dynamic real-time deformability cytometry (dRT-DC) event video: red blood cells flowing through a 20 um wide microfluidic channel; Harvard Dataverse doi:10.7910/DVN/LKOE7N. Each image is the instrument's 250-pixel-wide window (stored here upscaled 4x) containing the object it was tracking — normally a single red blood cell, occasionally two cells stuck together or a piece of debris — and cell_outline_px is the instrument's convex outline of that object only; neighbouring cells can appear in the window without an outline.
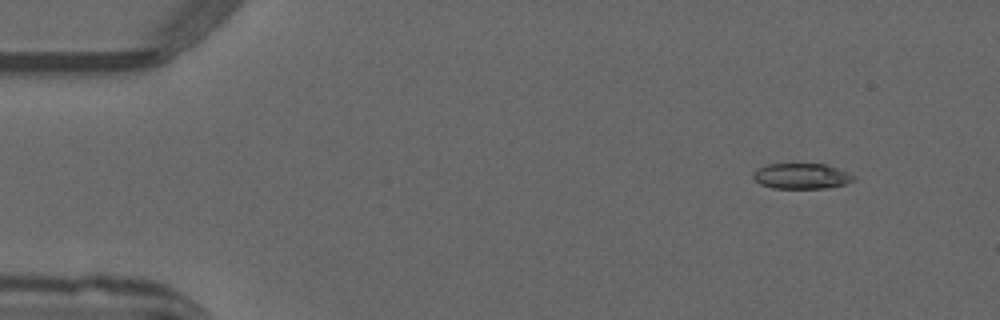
{"species": "common noctule bat (a hibernating species)", "species_latin": "Nyctalus noctula", "temperature_condition": "warm", "stored_images_in_passage": 47, "camera_frame_rate_fps": 3000, "um_per_image_px": 0.085, "animal": {"sex": "male", "forearm_length_mm": 52.5}, "frame": {"image": 1, "passage_image": 1, "time_ms": 0.0, "image_size_px": [1000, 320], "cell_outline_px": [[856, 180], [844, 184], [824, 188], [772, 188], [760, 184], [752, 176], [752, 172], [768, 164], [824, 164], [848, 172], [856, 176]], "centroid_in_image_um": [68.14, 14.97], "position_along_channel_um": 16.9, "area_um2": 14.85}}
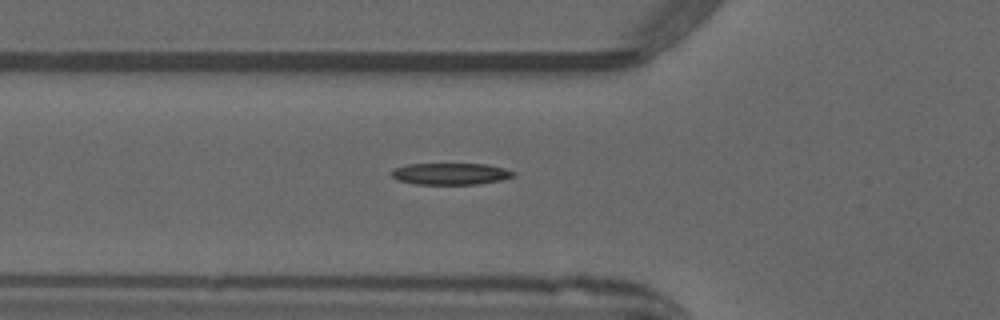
{"frame": {"image": 2, "passage_image": 14, "time_ms": 4.333, "image_size_px": [1000, 320], "cell_outline_px": [[516, 176], [500, 180], [480, 184], [416, 184], [396, 180], [392, 176], [392, 168], [408, 164], [484, 164], [504, 168], [516, 172]], "centroid_in_image_um": [38.3, 14.77], "position_along_channel_um": 87.5, "area_um2": 15.43}}
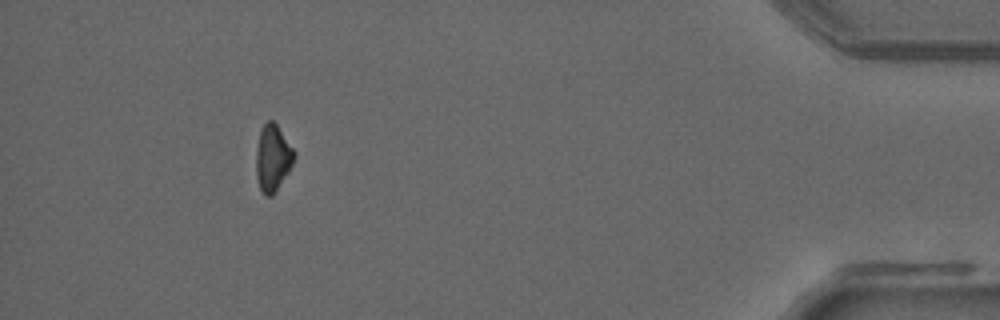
{"frame": {"image": 3, "passage_image": 43, "time_ms": 14.0, "image_size_px": [1000, 320], "cell_outline_px": [[296, 156], [288, 172], [272, 196], [264, 196], [260, 188], [256, 176], [256, 152], [260, 128], [268, 120], [272, 120], [276, 124], [296, 152]], "centroid_in_image_um": [23.18, 13.42], "position_along_channel_um": 412.0, "area_um2": 14.74}, "authors_computed_cell_mechanics": {"area_um2": 15.3748, "velocity_mm_per_s": 4.0004, "shape_relaxation_time_tau1_ms": 9.2841, "shape_relaxation_time_tau2_ms": null, "deformation_change_tau1": 0.2401, "deformation_change_tau2": null}}